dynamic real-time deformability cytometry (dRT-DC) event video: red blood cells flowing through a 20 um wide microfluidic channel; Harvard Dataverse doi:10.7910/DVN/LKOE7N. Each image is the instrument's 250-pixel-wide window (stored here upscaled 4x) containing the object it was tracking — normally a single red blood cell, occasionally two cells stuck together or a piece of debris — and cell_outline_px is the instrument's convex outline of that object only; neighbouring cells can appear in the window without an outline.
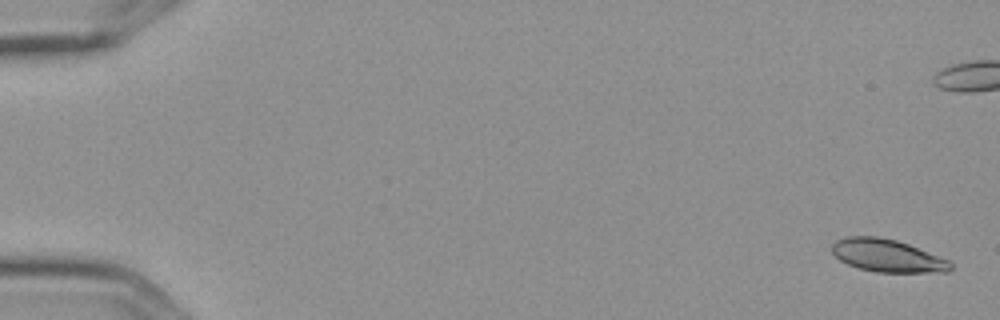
{"species": "Egyptian fruit bat (a non-hibernating species)", "species_latin": "Rousettus aegyptiacus", "temperature_condition": "cold", "stored_images_in_passage": 6, "camera_frame_rate_fps": 3000, "um_per_image_px": 0.085, "frame": {"image": 1, "passage_image": 1, "time_ms": 0.0, "image_size_px": [1000, 320], "cell_outline_px": [[952, 268], [948, 272], [876, 272], [860, 268], [848, 264], [840, 260], [832, 252], [832, 244], [836, 240], [848, 236], [876, 236], [896, 240], [908, 244], [948, 260], [952, 264]], "centroid_in_image_um": [75.41, 21.73], "position_along_channel_um": 9.6, "area_um2": 22.37}}
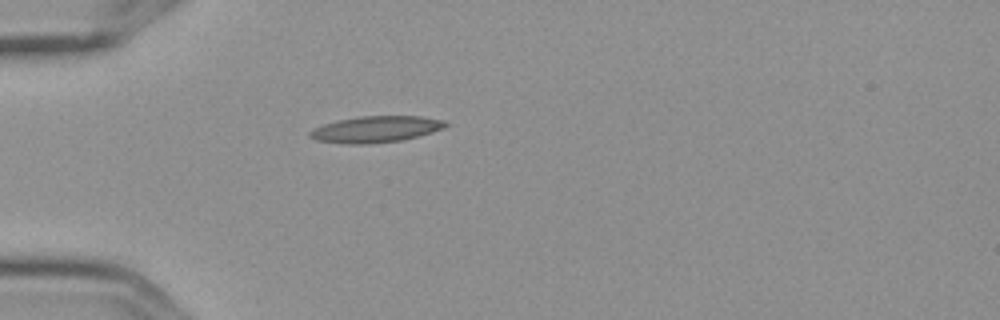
{"frame": {"image": 2, "passage_image": 6, "time_ms": 1.667, "image_size_px": [1000, 320], "cell_outline_px": [[448, 124], [444, 128], [432, 132], [400, 140], [368, 144], [348, 144], [316, 140], [308, 136], [308, 132], [312, 128], [336, 120], [356, 116], [420, 116], [444, 120]], "centroid_in_image_um": [31.89, 10.98], "position_along_channel_um": 53.1, "area_um2": 20.87}}